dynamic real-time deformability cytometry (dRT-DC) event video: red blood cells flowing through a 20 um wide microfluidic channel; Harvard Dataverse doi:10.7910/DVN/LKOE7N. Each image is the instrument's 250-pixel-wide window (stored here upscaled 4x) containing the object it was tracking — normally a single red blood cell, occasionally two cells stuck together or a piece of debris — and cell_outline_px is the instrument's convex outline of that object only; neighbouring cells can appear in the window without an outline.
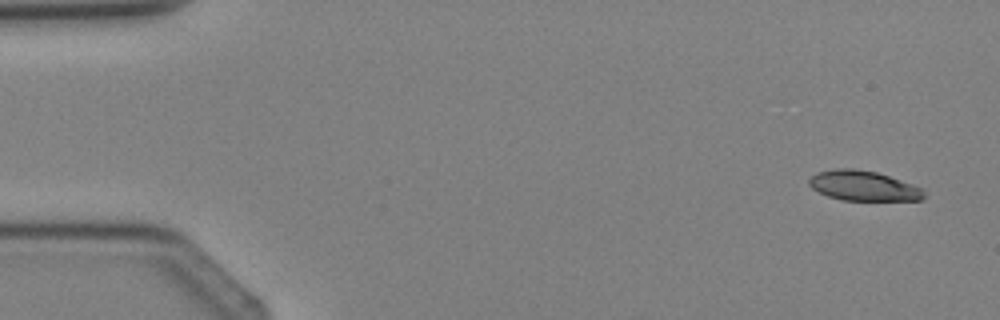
{"species": "Egyptian fruit bat (a non-hibernating species)", "species_latin": "Rousettus aegyptiacus", "temperature_condition": "cold", "stored_images_in_passage": 3, "camera_frame_rate_fps": 3000, "um_per_image_px": 0.085, "animal": {"sex": "female"}, "frame": {"image": 1, "passage_image": 1, "time_ms": 0.0, "image_size_px": [1000, 320], "cell_outline_px": [[924, 200], [844, 200], [828, 196], [812, 188], [808, 184], [808, 180], [812, 176], [820, 172], [836, 168], [852, 168], [876, 172], [924, 188]], "centroid_in_image_um": [73.41, 15.79], "position_along_channel_um": 11.6, "area_um2": 19.88}}